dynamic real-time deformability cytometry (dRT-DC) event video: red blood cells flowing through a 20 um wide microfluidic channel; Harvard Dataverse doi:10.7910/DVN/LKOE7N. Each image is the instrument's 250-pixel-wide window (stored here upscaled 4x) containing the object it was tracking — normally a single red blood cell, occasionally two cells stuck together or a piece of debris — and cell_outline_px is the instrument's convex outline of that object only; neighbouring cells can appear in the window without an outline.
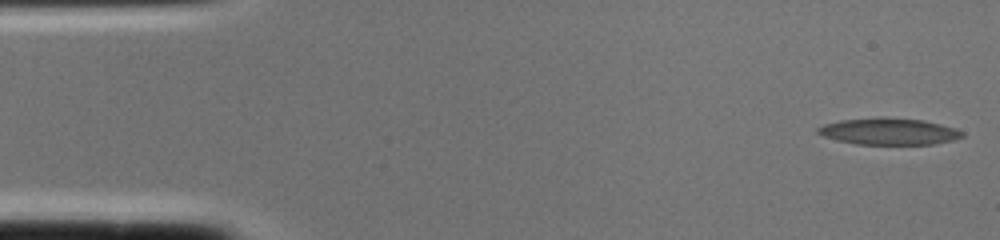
{"species": "common noctule bat (a hibernating species)", "species_latin": "Nyctalus noctula", "temperature_condition": "cold", "stored_images_in_passage": 2, "camera_frame_rate_fps": 3000, "um_per_image_px": 0.085, "animal": {"sex": "female", "body_mass_g": 22.0, "forearm_length_mm": 56.7}, "frame": {"image": 1, "passage_image": 1, "time_ms": 0.0, "image_size_px": [1000, 240], "cell_outline_px": [[964, 136], [956, 140], [932, 144], [856, 144], [836, 140], [824, 136], [816, 132], [816, 128], [824, 124], [840, 120], [924, 120], [956, 128], [964, 132]], "centroid_in_image_um": [75.6, 11.22], "position_along_channel_um": 9.4, "area_um2": 21.5}}
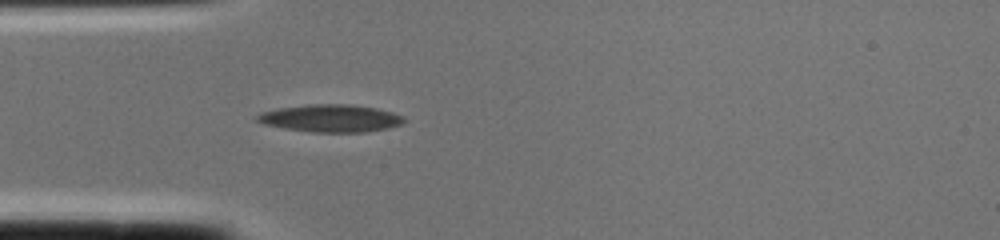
{"frame": {"image": 2, "passage_image": 2, "time_ms": 0.333, "image_size_px": [1000, 240], "cell_outline_px": [[404, 124], [388, 128], [364, 132], [312, 132], [284, 128], [264, 124], [256, 120], [256, 116], [260, 112], [276, 108], [308, 104], [348, 104], [376, 108], [392, 112], [404, 116]], "centroid_in_image_um": [28.1, 10.05], "position_along_channel_um": 56.9, "area_um2": 23.64}}